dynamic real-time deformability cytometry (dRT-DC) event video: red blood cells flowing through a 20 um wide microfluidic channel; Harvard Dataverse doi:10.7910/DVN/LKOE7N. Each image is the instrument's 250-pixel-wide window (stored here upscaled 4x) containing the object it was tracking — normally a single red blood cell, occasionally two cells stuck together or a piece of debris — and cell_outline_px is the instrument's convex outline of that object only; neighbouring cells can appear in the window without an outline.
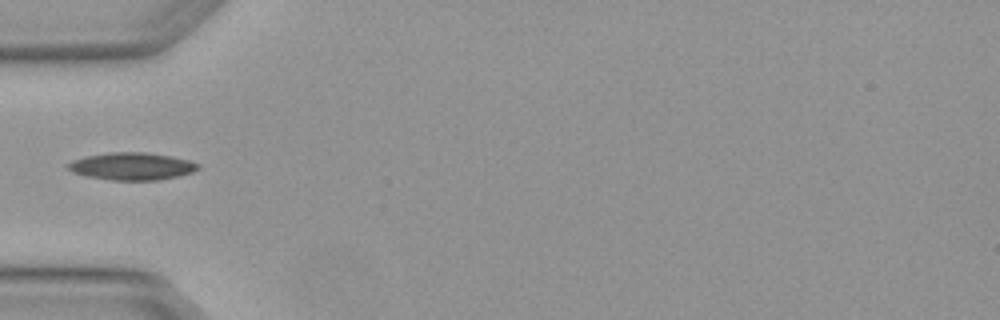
{"species": "Egyptian fruit bat (a non-hibernating species)", "species_latin": "Rousettus aegyptiacus", "temperature_condition": "warm", "stored_images_in_passage": 1, "camera_frame_rate_fps": 3000, "um_per_image_px": 0.085, "animal": {"sex": "female"}, "frame": {"image": 1, "passage_image": 1, "time_ms": 0.0, "image_size_px": [1000, 320], "cell_outline_px": [[200, 168], [192, 172], [176, 176], [156, 180], [112, 180], [88, 176], [72, 172], [68, 168], [68, 164], [72, 160], [84, 156], [108, 152], [144, 152], [172, 156], [188, 160], [200, 164]], "centroid_in_image_um": [11.2, 14.12], "position_along_channel_um": 73.8, "area_um2": 20.69}}